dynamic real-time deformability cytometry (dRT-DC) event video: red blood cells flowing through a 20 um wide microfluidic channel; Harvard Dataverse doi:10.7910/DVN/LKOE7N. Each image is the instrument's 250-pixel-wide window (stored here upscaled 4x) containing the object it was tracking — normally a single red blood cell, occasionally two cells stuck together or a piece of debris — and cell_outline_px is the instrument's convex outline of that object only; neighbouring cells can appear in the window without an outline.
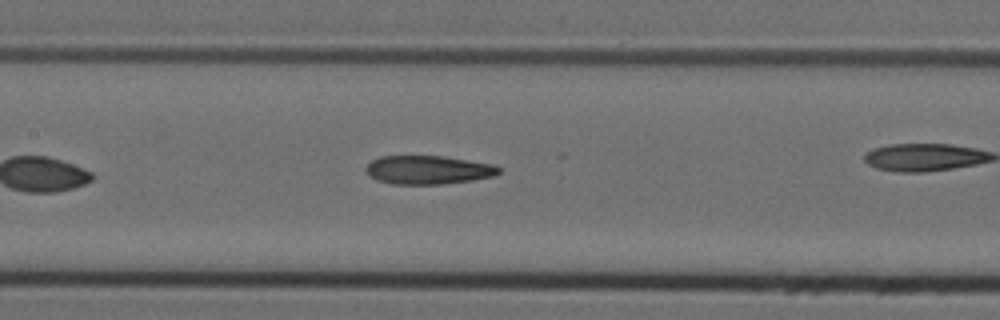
{"species": "Egyptian fruit bat (a non-hibernating species)", "species_latin": "Rousettus aegyptiacus", "temperature_condition": "cold", "stored_images_in_passage": 13, "camera_frame_rate_fps": 3000, "um_per_image_px": 0.085, "animal": {"sex": "female"}, "frame": {"image": 1, "passage_image": 6, "time_ms": 1.667, "image_size_px": [1000, 320], "cell_outline_px": [[500, 172], [496, 176], [472, 180], [440, 184], [392, 184], [376, 180], [364, 168], [372, 160], [380, 156], [444, 156], [496, 164], [500, 168]], "centroid_in_image_um": [36.44, 14.43], "position_along_channel_um": 171.0, "area_um2": 22.25}}